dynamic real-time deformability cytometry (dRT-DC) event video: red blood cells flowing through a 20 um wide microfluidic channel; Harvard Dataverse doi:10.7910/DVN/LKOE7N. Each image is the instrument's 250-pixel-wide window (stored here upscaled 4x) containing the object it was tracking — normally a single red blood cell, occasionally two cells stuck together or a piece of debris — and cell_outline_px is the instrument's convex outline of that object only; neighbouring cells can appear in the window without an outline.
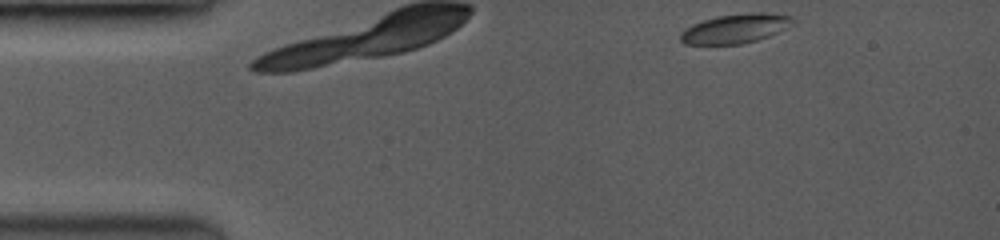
{"species": "common noctule bat (a hibernating species)", "species_latin": "Nyctalus noctula", "temperature_condition": "room temperature", "stored_images_in_passage": 29, "camera_frame_rate_fps": 3500, "um_per_image_px": 0.085, "animal": {"sex": "female", "body_mass_g": 19.0, "forearm_length_mm": 53.3}, "frame": {"image": 1, "passage_image": 1, "time_ms": 0.0, "image_size_px": [1000, 240], "cell_outline_px": [[788, 16], [776, 32], [756, 40], [740, 44], [684, 44], [680, 40], [680, 36], [688, 28], [704, 20], [720, 16], [760, 12], [764, 12]], "centroid_in_image_um": [62.33, 2.46], "position_along_channel_um": 22.7, "area_um2": 17.63}}
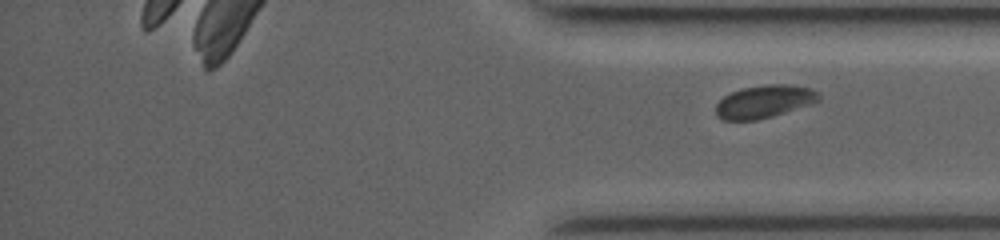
{"frame": {"image": 2, "passage_image": 29, "time_ms": 10.571, "image_size_px": [1000, 240], "cell_outline_px": [[820, 100], [812, 104], [772, 116], [756, 120], [724, 120], [716, 116], [716, 104], [724, 96], [732, 92], [744, 88], [772, 84], [784, 84], [812, 88], [820, 92]], "centroid_in_image_um": [64.99, 8.64], "position_along_channel_um": 370.2, "area_um2": 19.59}}